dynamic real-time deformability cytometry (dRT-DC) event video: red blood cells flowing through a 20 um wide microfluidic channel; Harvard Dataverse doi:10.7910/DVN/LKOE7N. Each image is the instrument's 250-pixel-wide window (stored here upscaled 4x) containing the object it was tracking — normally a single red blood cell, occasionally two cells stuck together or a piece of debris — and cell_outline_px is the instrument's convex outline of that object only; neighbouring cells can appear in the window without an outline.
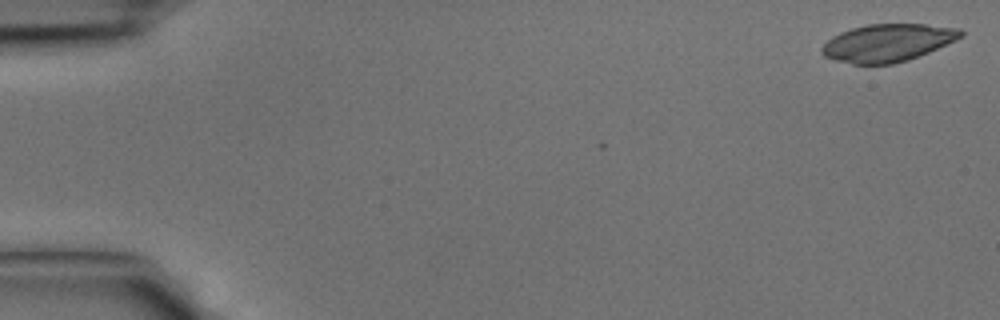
{"species": "common noctule bat (a hibernating species)", "species_latin": "Nyctalus noctula", "temperature_condition": "cold", "stored_images_in_passage": 4, "camera_frame_rate_fps": 3000, "um_per_image_px": 0.085, "animal": {"sex": "male", "body_mass_g": 15.6}, "frame": {"image": 1, "passage_image": 1, "time_ms": 0.0, "image_size_px": [1000, 320], "cell_outline_px": [[964, 36], [956, 40], [928, 52], [908, 60], [892, 64], [852, 64], [836, 60], [824, 56], [820, 52], [820, 48], [832, 36], [840, 32], [852, 28], [868, 24], [924, 24], [960, 28], [964, 32]], "centroid_in_image_um": [75.45, 3.63], "position_along_channel_um": 9.5, "area_um2": 30.46}}